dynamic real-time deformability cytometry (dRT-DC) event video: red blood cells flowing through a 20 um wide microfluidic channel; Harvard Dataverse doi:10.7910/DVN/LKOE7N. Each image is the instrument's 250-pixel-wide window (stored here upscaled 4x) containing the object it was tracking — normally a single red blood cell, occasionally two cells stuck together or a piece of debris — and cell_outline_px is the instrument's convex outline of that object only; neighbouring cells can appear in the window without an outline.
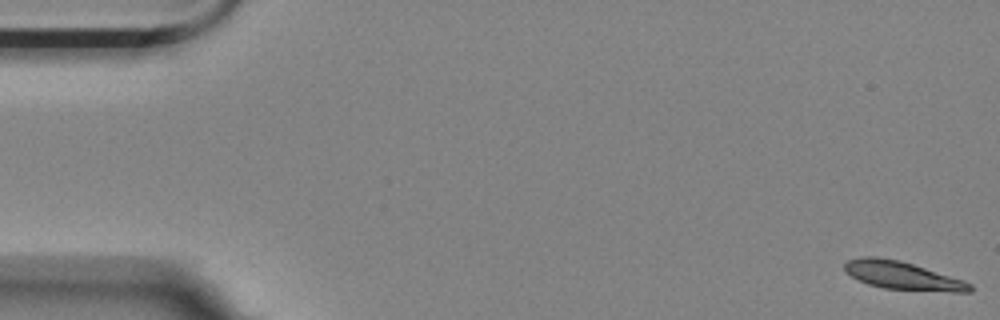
{"species": "Egyptian fruit bat (a non-hibernating species)", "species_latin": "Rousettus aegyptiacus", "temperature_condition": "room temperature", "stored_images_in_passage": 57, "camera_frame_rate_fps": 3000, "um_per_image_px": 0.085, "animal": {"sex": "female"}, "frame": {"image": 1, "passage_image": 1, "time_ms": 0.0, "image_size_px": [1000, 320], "cell_outline_px": [[972, 292], [952, 292], [884, 288], [868, 284], [852, 276], [844, 268], [844, 264], [848, 260], [860, 256], [876, 256], [900, 260], [964, 280], [972, 284]], "centroid_in_image_um": [76.73, 23.42], "position_along_channel_um": 8.3, "area_um2": 20.4}}
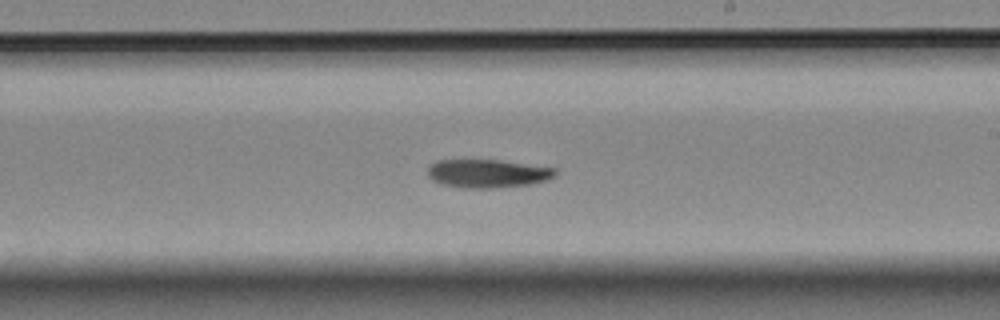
{"frame": {"image": 2, "passage_image": 33, "time_ms": 10.667, "image_size_px": [1000, 320], "cell_outline_px": [[556, 176], [532, 184], [492, 188], [468, 188], [440, 184], [432, 180], [428, 176], [428, 168], [436, 160], [500, 160], [556, 168]], "centroid_in_image_um": [41.44, 14.74], "position_along_channel_um": 247.6, "area_um2": 21.04}}
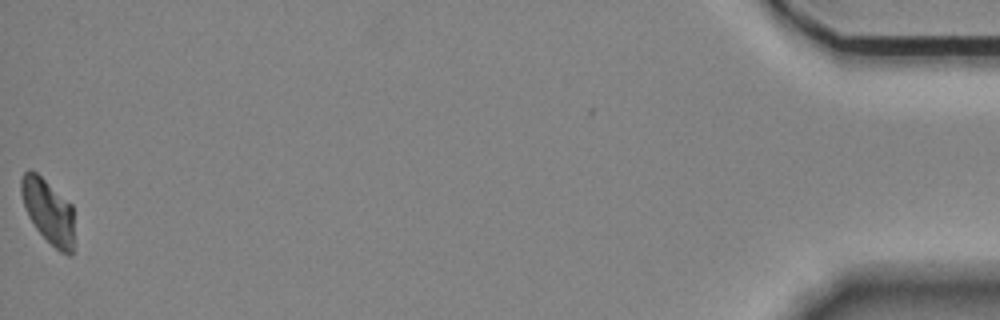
{"frame": {"image": 3, "passage_image": 57, "time_ms": 18.667, "image_size_px": [1000, 320], "cell_outline_px": [[72, 256], [68, 256], [60, 252], [36, 228], [28, 216], [20, 192], [20, 180], [24, 172], [28, 168], [32, 168], [72, 204]], "centroid_in_image_um": [4.07, 17.9], "position_along_channel_um": 431.1, "area_um2": 19.71}, "authors_computed_cell_mechanics": {"area_um2": 21.097, "velocity_mm_per_s": 3.5053, "shape_relaxation_time_tau1_ms": 5.7418, "shape_relaxation_time_tau2_ms": null, "deformation_change_tau1": 0.1598, "deformation_change_tau2": null}}